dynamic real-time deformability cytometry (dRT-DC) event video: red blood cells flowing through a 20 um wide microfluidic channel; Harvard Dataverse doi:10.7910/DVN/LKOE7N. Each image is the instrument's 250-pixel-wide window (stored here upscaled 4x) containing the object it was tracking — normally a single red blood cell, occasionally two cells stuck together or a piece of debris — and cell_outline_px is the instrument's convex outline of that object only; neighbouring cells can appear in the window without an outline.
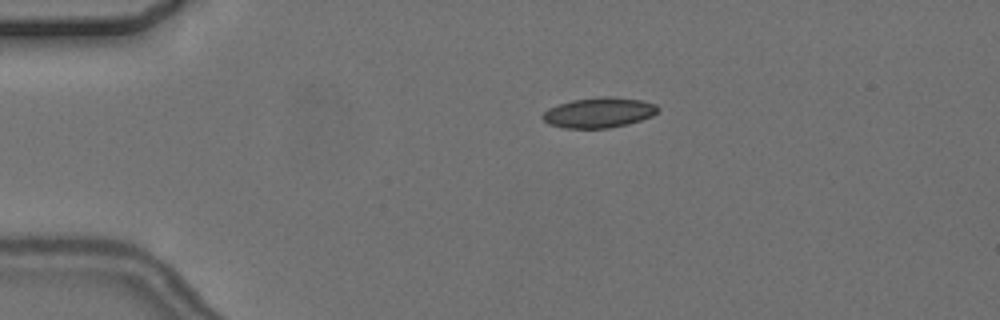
{"species": "common noctule bat (a hibernating species)", "species_latin": "Nyctalus noctula", "temperature_condition": "cold", "stored_images_in_passage": 7, "camera_frame_rate_fps": 3000, "um_per_image_px": 0.085, "animal": {"sex": "female", "body_mass_g": 24.6, "forearm_length_mm": 56.2}, "frame": {"image": 1, "passage_image": 2, "time_ms": 1.333, "image_size_px": [1000, 320], "cell_outline_px": [[660, 108], [652, 116], [628, 124], [608, 128], [564, 128], [548, 124], [540, 116], [548, 108], [572, 100], [604, 96], [612, 96], [640, 100], [656, 104]], "centroid_in_image_um": [50.9, 9.57], "position_along_channel_um": 34.1, "area_um2": 20.29}}
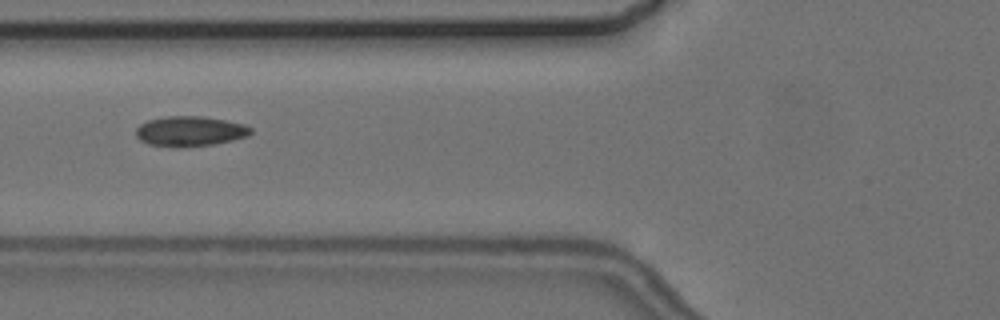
{"frame": {"image": 2, "passage_image": 5, "time_ms": 4.667, "image_size_px": [1000, 320], "cell_outline_px": [[252, 132], [248, 136], [216, 144], [180, 148], [176, 148], [148, 144], [140, 140], [136, 136], [136, 128], [140, 124], [148, 120], [168, 116], [200, 116], [224, 120], [244, 124], [252, 128]], "centroid_in_image_um": [16.14, 11.17], "position_along_channel_um": 109.7, "area_um2": 20.29}}
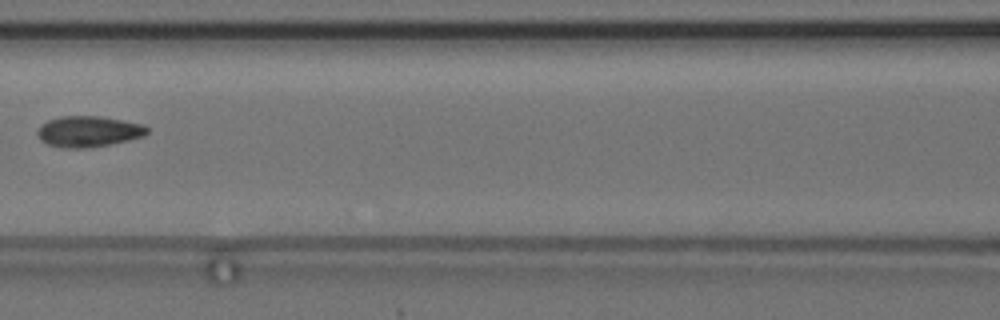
{"frame": {"image": 3, "passage_image": 6, "time_ms": 6.0, "image_size_px": [1000, 320], "cell_outline_px": [[148, 132], [144, 136], [128, 140], [88, 148], [64, 148], [48, 144], [40, 140], [36, 132], [40, 124], [48, 120], [60, 116], [100, 116], [144, 124], [148, 128]], "centroid_in_image_um": [7.5, 11.17], "position_along_channel_um": 159.1, "area_um2": 19.83}}